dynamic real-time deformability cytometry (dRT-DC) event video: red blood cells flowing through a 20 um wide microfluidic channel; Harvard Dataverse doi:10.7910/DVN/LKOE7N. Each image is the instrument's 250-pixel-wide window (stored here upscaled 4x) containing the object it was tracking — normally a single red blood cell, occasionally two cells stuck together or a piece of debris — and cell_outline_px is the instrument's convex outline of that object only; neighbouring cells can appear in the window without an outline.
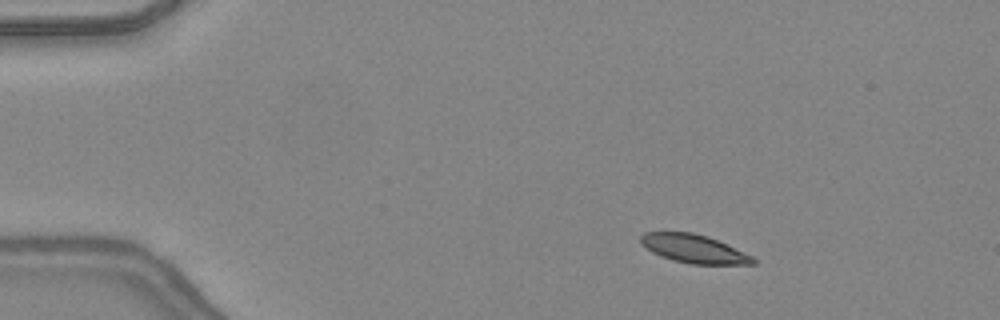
{"species": "common noctule bat (a hibernating species)", "species_latin": "Nyctalus noctula", "temperature_condition": "warm", "stored_images_in_passage": 15, "camera_frame_rate_fps": 3000, "um_per_image_px": 0.085, "animal": {"sex": "female", "body_mass_g": 24.6, "forearm_length_mm": 56.2}, "frame": {"image": 1, "passage_image": 7, "time_ms": 2.0, "image_size_px": [1000, 320], "cell_outline_px": [[756, 264], [692, 264], [672, 260], [660, 256], [652, 252], [640, 244], [640, 236], [644, 232], [692, 232], [708, 236], [752, 256], [756, 260]], "centroid_in_image_um": [58.94, 21.14], "position_along_channel_um": 26.1, "area_um2": 18.55}}